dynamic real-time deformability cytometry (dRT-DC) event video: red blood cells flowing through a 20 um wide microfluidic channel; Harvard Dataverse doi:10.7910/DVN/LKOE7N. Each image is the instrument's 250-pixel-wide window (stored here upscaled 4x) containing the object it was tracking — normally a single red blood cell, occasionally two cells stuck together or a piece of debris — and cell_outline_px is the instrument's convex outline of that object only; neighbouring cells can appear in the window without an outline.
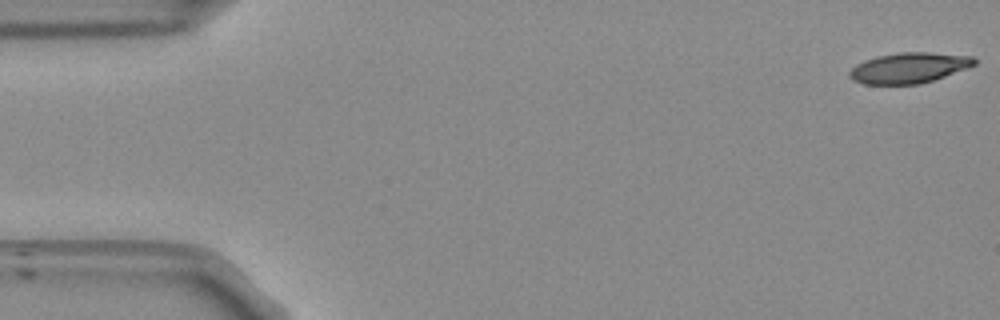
{"species": "Egyptian fruit bat (a non-hibernating species)", "species_latin": "Rousettus aegyptiacus", "temperature_condition": "room temperature", "stored_images_in_passage": 52, "camera_frame_rate_fps": 3000, "um_per_image_px": 0.085, "frame": {"image": 1, "passage_image": 1, "time_ms": 0.0, "image_size_px": [1000, 320], "cell_outline_px": [[976, 64], [944, 76], [920, 84], [864, 84], [852, 80], [848, 76], [848, 72], [856, 64], [864, 60], [876, 56], [900, 52], [928, 52], [972, 56], [976, 60]], "centroid_in_image_um": [77.21, 5.76], "position_along_channel_um": 7.8, "area_um2": 22.14}}
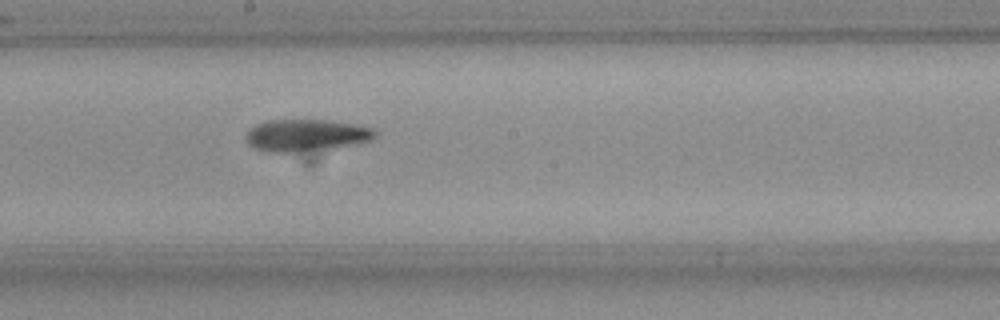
{"frame": {"image": 2, "passage_image": 28, "time_ms": 9.0, "image_size_px": [1000, 320], "cell_outline_px": [[376, 136], [372, 140], [288, 152], [276, 152], [256, 148], [248, 144], [244, 136], [248, 128], [256, 124], [268, 120], [332, 120], [372, 128], [376, 132]], "centroid_in_image_um": [25.92, 11.45], "position_along_channel_um": 222.3, "area_um2": 23.18}}
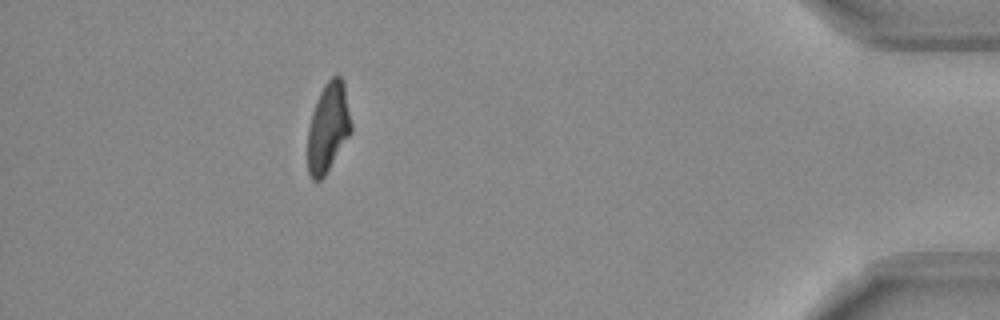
{"frame": {"image": 3, "passage_image": 47, "time_ms": 15.333, "image_size_px": [1000, 320], "cell_outline_px": [[352, 132], [324, 176], [320, 180], [312, 180], [308, 172], [308, 128], [312, 112], [316, 100], [324, 84], [332, 76], [340, 76], [344, 84], [352, 124]], "centroid_in_image_um": [27.89, 10.83], "position_along_channel_um": 407.3, "area_um2": 22.6}, "authors_computed_cell_mechanics": {"area_um2": 23.6402, "velocity_mm_per_s": 3.8325, "shape_relaxation_time_tau1_ms": 10.2196, "shape_relaxation_time_tau2_ms": 3.555, "deformation_change_tau1": 0.2643, "deformation_change_tau2": 0.1055}}